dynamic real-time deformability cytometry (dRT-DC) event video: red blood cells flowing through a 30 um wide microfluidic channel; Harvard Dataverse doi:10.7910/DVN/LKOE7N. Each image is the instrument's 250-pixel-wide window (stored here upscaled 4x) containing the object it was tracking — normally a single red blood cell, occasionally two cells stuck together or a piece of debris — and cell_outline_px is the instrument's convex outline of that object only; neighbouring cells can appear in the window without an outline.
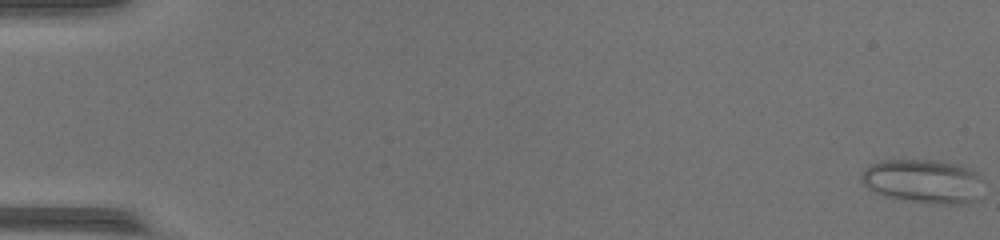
{"species": "common noctule bat (a hibernating species)", "species_latin": "Nyctalus noctula", "temperature_condition": "warm", "stored_images_in_passage": 49, "camera_frame_rate_fps": 3000, "um_per_image_px": 0.085, "animal": {"sex": "female", "body_mass_g": 17.0, "forearm_length_mm": 48.0}, "frame": {"image": 1, "passage_image": 1, "time_ms": 0.0, "image_size_px": [1000, 240], "cell_outline_px": [[984, 180], [980, 200], [960, 204], [940, 204], [908, 200], [884, 196], [868, 188], [860, 180], [860, 172], [868, 164], [880, 160], [940, 160], [972, 168]], "centroid_in_image_um": [78.51, 15.39], "position_along_channel_um": 6.5, "area_um2": 31.91}}
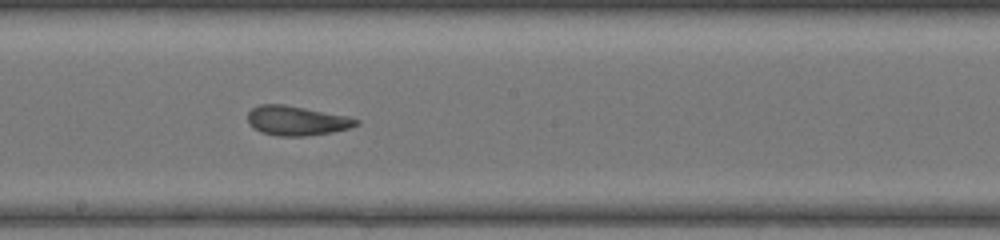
{"frame": {"image": 2, "passage_image": 28, "time_ms": 9.0, "image_size_px": [1000, 240], "cell_outline_px": [[360, 124], [348, 128], [332, 132], [304, 136], [276, 136], [260, 132], [248, 124], [248, 112], [252, 108], [260, 104], [284, 104], [348, 116], [360, 120]], "centroid_in_image_um": [25.2, 10.26], "position_along_channel_um": 223.0, "area_um2": 18.73}}
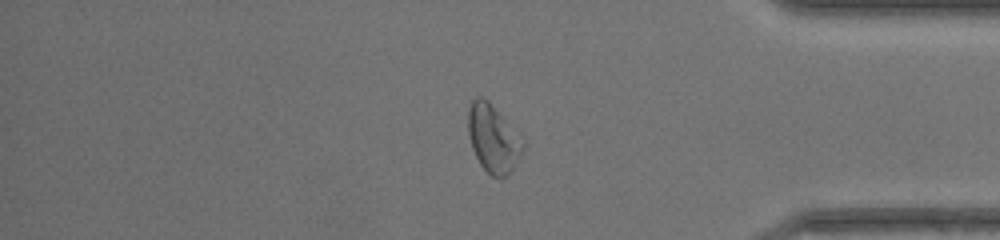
{"frame": {"image": 3, "passage_image": 41, "time_ms": 13.333, "image_size_px": [1000, 240], "cell_outline_px": [[524, 148], [512, 172], [500, 180], [492, 176], [480, 164], [472, 148], [468, 136], [468, 108], [472, 100], [476, 96], [480, 96], [488, 100], [524, 140]], "centroid_in_image_um": [41.92, 11.79], "position_along_channel_um": 393.3, "area_um2": 21.79}, "authors_computed_cell_mechanics": {"area_um2": 21.9062, "velocity_mm_per_s": 4.418, "shape_relaxation_time_tau1_ms": 4.9986, "shape_relaxation_time_tau2_ms": 1.3452, "deformation_change_tau1": 0.1743, "deformation_change_tau2": 0.0772}}